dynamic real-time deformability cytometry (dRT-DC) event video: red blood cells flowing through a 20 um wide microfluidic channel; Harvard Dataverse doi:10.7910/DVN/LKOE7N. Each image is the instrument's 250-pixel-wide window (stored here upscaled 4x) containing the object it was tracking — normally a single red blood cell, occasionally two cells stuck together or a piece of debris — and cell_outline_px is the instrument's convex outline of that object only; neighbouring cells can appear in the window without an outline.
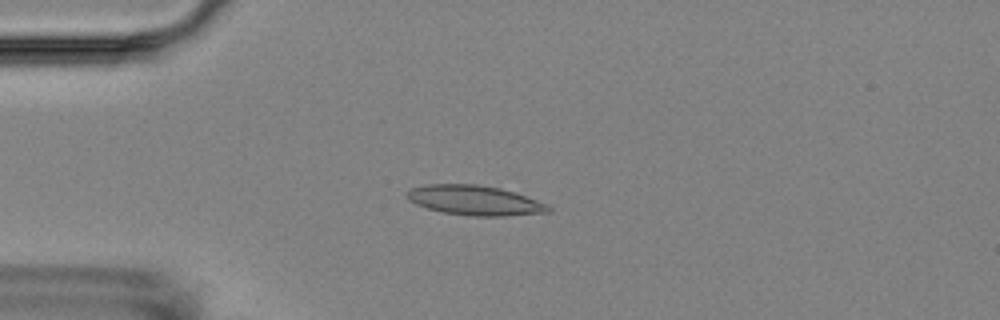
{"species": "Egyptian fruit bat (a non-hibernating species)", "species_latin": "Rousettus aegyptiacus", "temperature_condition": "room temperature", "stored_images_in_passage": 3, "camera_frame_rate_fps": 3000, "um_per_image_px": 0.085, "animal": {"sex": "female"}, "frame": {"image": 1, "passage_image": 3, "time_ms": 2.333, "image_size_px": [1000, 320], "cell_outline_px": [[552, 212], [504, 216], [472, 216], [440, 212], [416, 204], [408, 200], [408, 192], [412, 188], [424, 184], [476, 184], [500, 188], [516, 192], [536, 200], [552, 208]], "centroid_in_image_um": [40.36, 17.03], "position_along_channel_um": 44.6, "area_um2": 24.51}}